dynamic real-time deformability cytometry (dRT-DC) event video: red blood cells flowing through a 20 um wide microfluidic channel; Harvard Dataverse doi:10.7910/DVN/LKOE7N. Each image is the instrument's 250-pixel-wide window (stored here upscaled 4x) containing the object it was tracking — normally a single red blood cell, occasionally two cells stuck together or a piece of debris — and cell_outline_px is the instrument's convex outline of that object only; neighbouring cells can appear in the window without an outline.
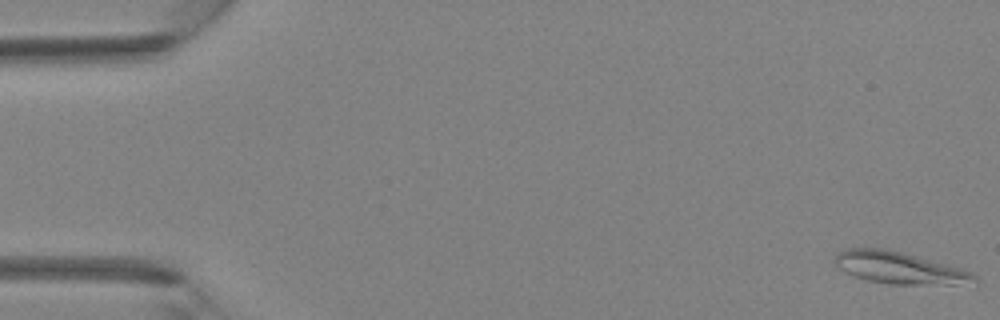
{"species": "Egyptian fruit bat (a non-hibernating species)", "species_latin": "Rousettus aegyptiacus", "temperature_condition": "room temperature", "stored_images_in_passage": 40, "camera_frame_rate_fps": 3000, "um_per_image_px": 0.085, "animal": {"sex": "female"}, "frame": {"image": 1, "passage_image": 1, "time_ms": 0.0, "image_size_px": [1000, 320], "cell_outline_px": [[976, 284], [888, 284], [868, 280], [852, 276], [844, 272], [836, 264], [836, 252], [848, 248], [884, 248], [904, 252], [948, 264], [960, 268], [976, 276]], "centroid_in_image_um": [76.44, 22.76], "position_along_channel_um": 8.6, "area_um2": 25.95}}
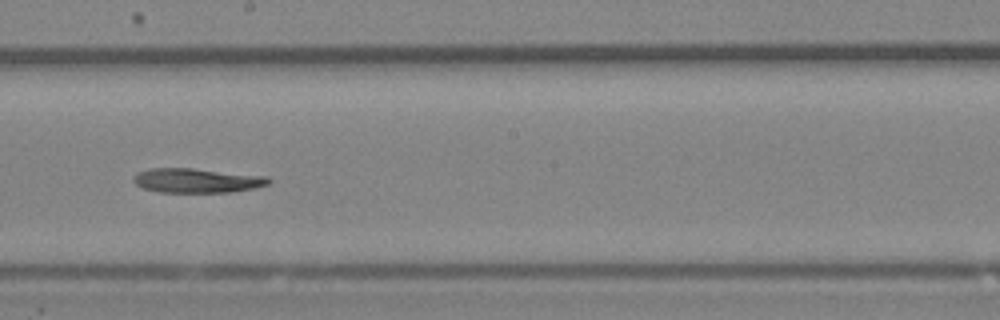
{"frame": {"image": 2, "passage_image": 23, "time_ms": 7.333, "image_size_px": [1000, 320], "cell_outline_px": [[272, 180], [268, 184], [256, 188], [232, 192], [160, 192], [144, 188], [136, 184], [132, 180], [132, 176], [136, 172], [148, 168], [192, 168], [268, 176]], "centroid_in_image_um": [16.73, 15.34], "position_along_channel_um": 231.5, "area_um2": 19.42}}
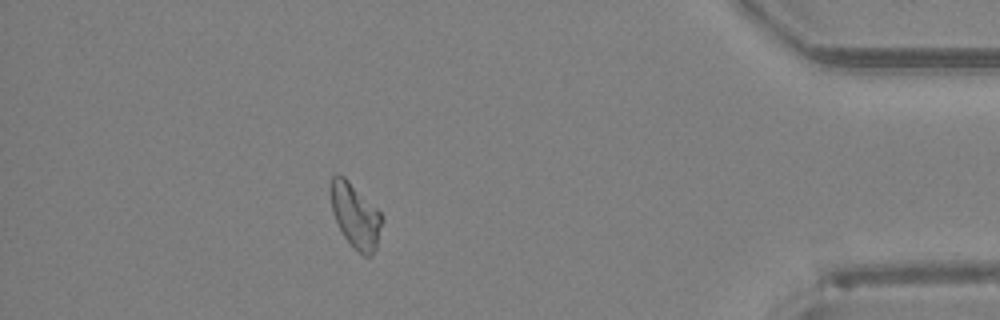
{"frame": {"image": 3, "passage_image": 36, "time_ms": 11.667, "image_size_px": [1000, 320], "cell_outline_px": [[384, 220], [376, 248], [372, 256], [364, 256], [352, 248], [344, 236], [332, 212], [332, 176], [336, 172], [344, 176], [384, 216]], "centroid_in_image_um": [30.25, 18.38], "position_along_channel_um": 405.0, "area_um2": 19.13}}